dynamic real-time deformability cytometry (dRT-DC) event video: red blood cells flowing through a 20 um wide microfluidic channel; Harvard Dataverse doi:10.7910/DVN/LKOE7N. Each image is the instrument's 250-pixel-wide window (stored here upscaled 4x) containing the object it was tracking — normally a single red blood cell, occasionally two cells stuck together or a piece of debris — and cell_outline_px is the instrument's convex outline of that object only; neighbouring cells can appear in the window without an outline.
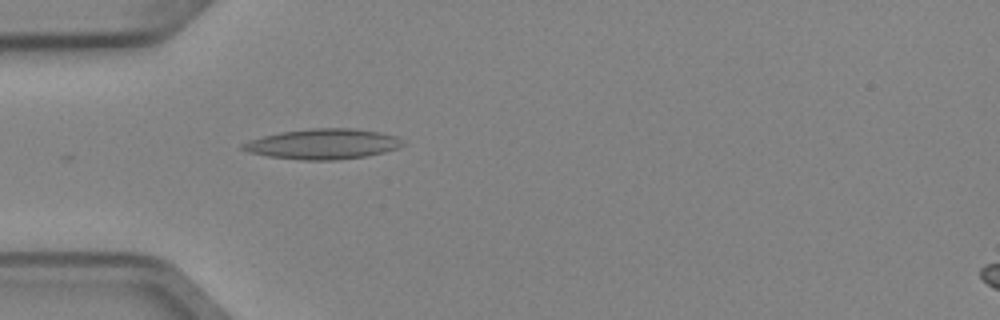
{"species": "Egyptian fruit bat (a non-hibernating species)", "species_latin": "Rousettus aegyptiacus", "temperature_condition": "cold", "stored_images_in_passage": 23, "camera_frame_rate_fps": 3000, "um_per_image_px": 0.085, "animal": {"sex": "female"}, "frame": {"image": 1, "passage_image": 1, "time_ms": 0.0, "image_size_px": [1000, 320], "cell_outline_px": [[404, 144], [400, 148], [384, 152], [364, 156], [336, 160], [304, 160], [268, 156], [248, 152], [240, 148], [240, 144], [248, 140], [280, 132], [312, 128], [356, 128], [380, 132], [396, 136]], "centroid_in_image_um": [27.44, 12.23], "position_along_channel_um": 57.6, "area_um2": 28.26}}
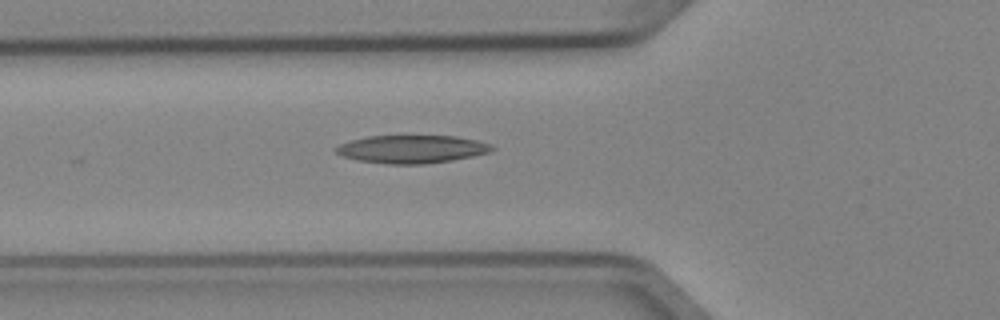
{"frame": {"image": 2, "passage_image": 4, "time_ms": 1.0, "image_size_px": [1000, 320], "cell_outline_px": [[496, 148], [488, 152], [472, 156], [452, 160], [424, 164], [388, 164], [356, 160], [344, 156], [336, 152], [332, 148], [340, 144], [352, 140], [368, 136], [456, 136], [476, 140], [492, 144]], "centroid_in_image_um": [35.0, 12.67], "position_along_channel_um": 90.8, "area_um2": 25.37}}
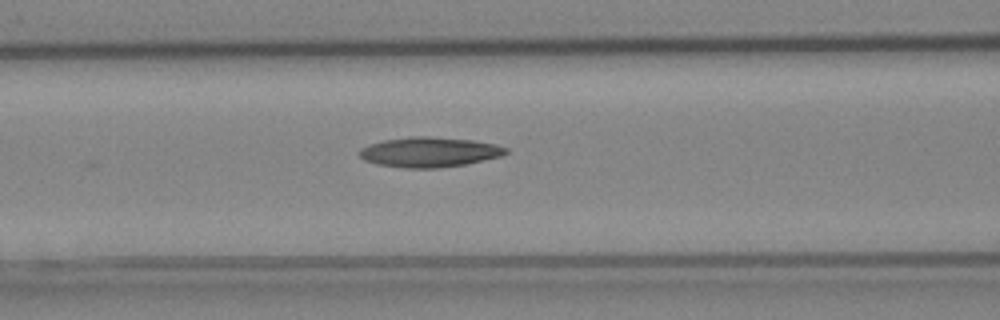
{"frame": {"image": 3, "passage_image": 7, "time_ms": 2.0, "image_size_px": [1000, 320], "cell_outline_px": [[508, 152], [500, 156], [464, 164], [436, 168], [404, 168], [376, 164], [364, 160], [356, 152], [360, 148], [368, 144], [384, 140], [412, 136], [428, 136], [472, 140], [496, 144], [508, 148]], "centroid_in_image_um": [36.44, 12.92], "position_along_channel_um": 130.2, "area_um2": 25.61}}